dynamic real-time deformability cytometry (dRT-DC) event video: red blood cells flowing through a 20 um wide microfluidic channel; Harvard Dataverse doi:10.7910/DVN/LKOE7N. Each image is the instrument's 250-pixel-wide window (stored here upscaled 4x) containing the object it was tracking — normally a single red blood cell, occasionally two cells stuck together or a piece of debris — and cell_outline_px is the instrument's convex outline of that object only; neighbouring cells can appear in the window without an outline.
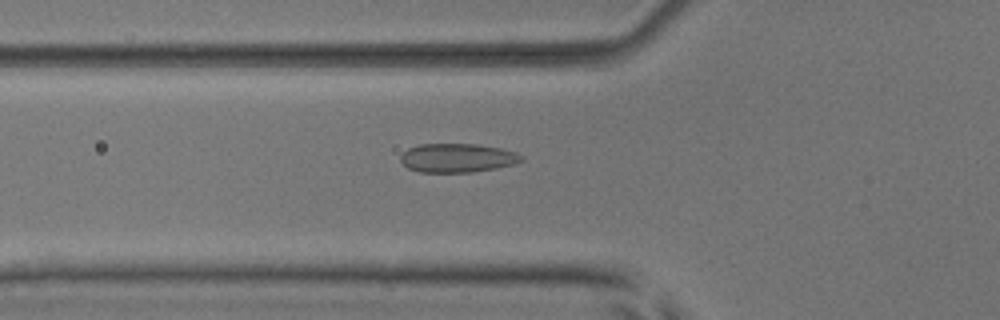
{"species": "common noctule bat (a hibernating species)", "species_latin": "Nyctalus noctula", "temperature_condition": "room temperature", "stored_images_in_passage": 49, "camera_frame_rate_fps": 3000, "um_per_image_px": 0.085, "animal": {"sex": "male", "body_mass_g": 17.9, "forearm_length_mm": 54.2}, "frame": {"image": 1, "passage_image": 15, "time_ms": 4.667, "image_size_px": [1000, 320], "cell_outline_px": [[524, 160], [516, 164], [496, 168], [472, 172], [420, 172], [408, 168], [400, 160], [400, 156], [408, 148], [420, 144], [476, 144], [500, 148], [516, 152], [524, 156]], "centroid_in_image_um": [38.91, 13.42], "position_along_channel_um": 86.9, "area_um2": 20.4}}
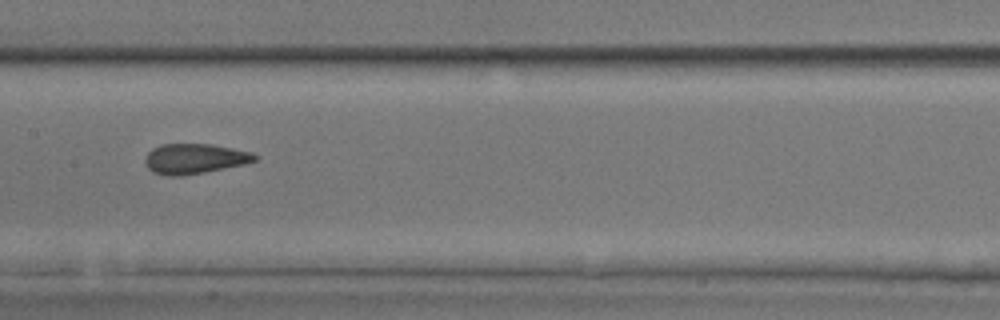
{"frame": {"image": 2, "passage_image": 23, "time_ms": 7.333, "image_size_px": [1000, 320], "cell_outline_px": [[260, 156], [256, 160], [244, 164], [184, 176], [168, 176], [152, 172], [148, 168], [144, 160], [148, 152], [152, 148], [160, 144], [212, 144], [252, 152]], "centroid_in_image_um": [16.53, 13.49], "position_along_channel_um": 190.9, "area_um2": 19.36}}
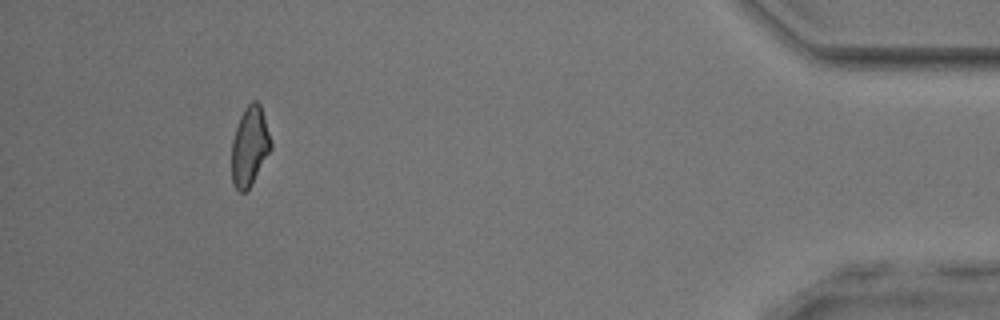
{"frame": {"image": 3, "passage_image": 45, "time_ms": 14.667, "image_size_px": [1000, 320], "cell_outline_px": [[272, 148], [252, 184], [244, 192], [240, 192], [232, 184], [232, 140], [240, 116], [244, 108], [252, 100], [256, 100], [260, 104], [264, 116], [272, 144]], "centroid_in_image_um": [21.22, 12.43], "position_along_channel_um": 414.0, "area_um2": 18.09}, "authors_computed_cell_mechanics": {"area_um2": 19.2474, "velocity_mm_per_s": 3.8891, "shape_relaxation_time_tau1_ms": null, "shape_relaxation_time_tau2_ms": 1.6434, "deformation_change_tau1": null, "deformation_change_tau2": 0.0637}}